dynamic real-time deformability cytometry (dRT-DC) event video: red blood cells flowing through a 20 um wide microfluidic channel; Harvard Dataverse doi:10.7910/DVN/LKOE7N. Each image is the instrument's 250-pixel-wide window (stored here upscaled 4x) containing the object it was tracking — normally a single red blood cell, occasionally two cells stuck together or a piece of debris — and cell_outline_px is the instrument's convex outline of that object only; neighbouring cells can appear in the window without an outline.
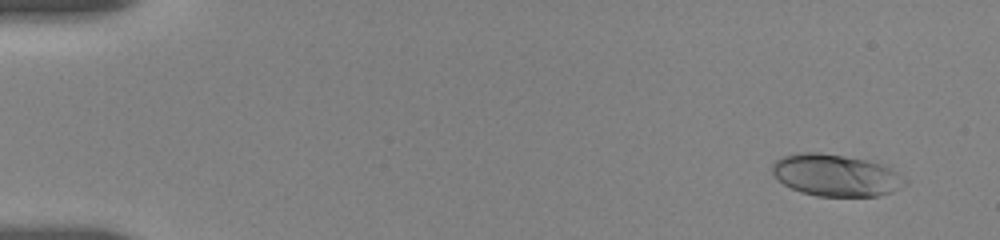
{"species": "human", "species_latin": "Homo sapiens", "temperature_condition": "room temperature", "stored_images_in_passage": 15, "camera_frame_rate_fps": 3000, "um_per_image_px": 0.085, "donor": {"sex": "female"}, "frame": {"image": 1, "passage_image": 2, "time_ms": 0.667, "image_size_px": [1000, 240], "cell_outline_px": [[908, 184], [892, 192], [880, 196], [816, 196], [800, 192], [784, 184], [772, 176], [772, 164], [780, 156], [800, 152], [820, 152], [844, 156], [864, 160], [880, 164], [896, 172], [908, 180]], "centroid_in_image_um": [71.01, 14.9], "position_along_channel_um": 14.0, "area_um2": 32.54}}
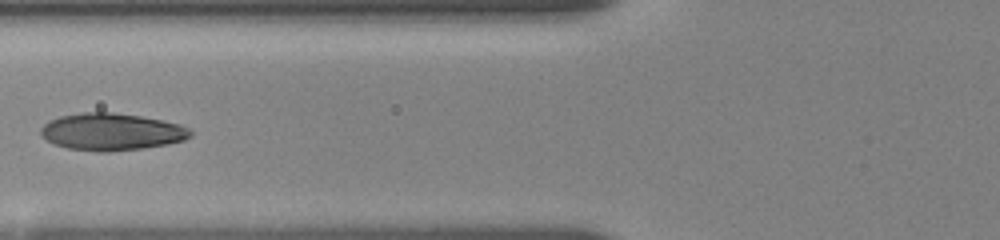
{"frame": {"image": 2, "passage_image": 11, "time_ms": 7.0, "image_size_px": [1000, 240], "cell_outline_px": [[192, 136], [184, 140], [168, 144], [140, 148], [108, 152], [96, 152], [68, 148], [52, 144], [40, 136], [40, 128], [48, 120], [60, 116], [80, 112], [112, 112], [140, 116], [180, 124], [188, 128], [192, 132]], "centroid_in_image_um": [9.43, 11.2], "position_along_channel_um": 116.4, "area_um2": 32.6}}
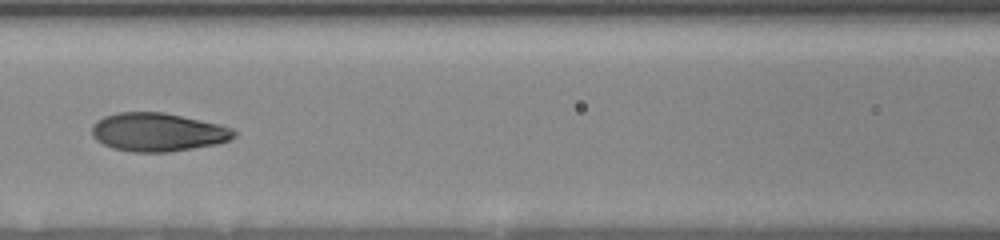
{"frame": {"image": 3, "passage_image": 13, "time_ms": 8.0, "image_size_px": [1000, 240], "cell_outline_px": [[236, 136], [228, 140], [216, 144], [172, 152], [132, 152], [112, 148], [96, 140], [92, 136], [92, 124], [96, 120], [104, 116], [120, 112], [164, 112], [220, 124], [232, 128], [236, 132]], "centroid_in_image_um": [13.4, 11.23], "position_along_channel_um": 153.2, "area_um2": 32.02}}